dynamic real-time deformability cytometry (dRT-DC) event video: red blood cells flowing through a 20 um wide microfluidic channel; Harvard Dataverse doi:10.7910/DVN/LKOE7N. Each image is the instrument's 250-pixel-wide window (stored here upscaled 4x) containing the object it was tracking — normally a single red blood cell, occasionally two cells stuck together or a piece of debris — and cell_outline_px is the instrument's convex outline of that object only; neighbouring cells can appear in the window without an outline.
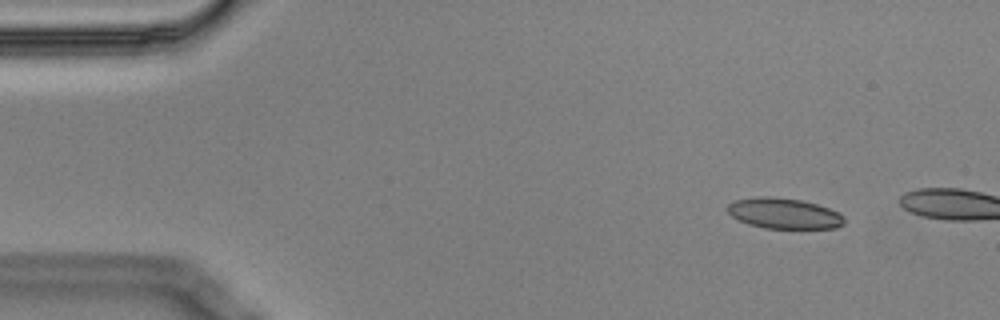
{"species": "Egyptian fruit bat (a non-hibernating species)", "species_latin": "Rousettus aegyptiacus", "temperature_condition": "cold", "stored_images_in_passage": 4, "camera_frame_rate_fps": 3000, "um_per_image_px": 0.085, "animal": {"sex": "male"}, "frame": {"image": 1, "passage_image": 2, "time_ms": 0.333, "image_size_px": [1000, 320], "cell_outline_px": [[844, 224], [836, 228], [764, 228], [748, 224], [736, 220], [728, 212], [728, 204], [736, 200], [760, 196], [772, 196], [800, 200], [816, 204], [840, 212], [844, 216]], "centroid_in_image_um": [66.64, 18.14], "position_along_channel_um": 18.4, "area_um2": 20.87}}